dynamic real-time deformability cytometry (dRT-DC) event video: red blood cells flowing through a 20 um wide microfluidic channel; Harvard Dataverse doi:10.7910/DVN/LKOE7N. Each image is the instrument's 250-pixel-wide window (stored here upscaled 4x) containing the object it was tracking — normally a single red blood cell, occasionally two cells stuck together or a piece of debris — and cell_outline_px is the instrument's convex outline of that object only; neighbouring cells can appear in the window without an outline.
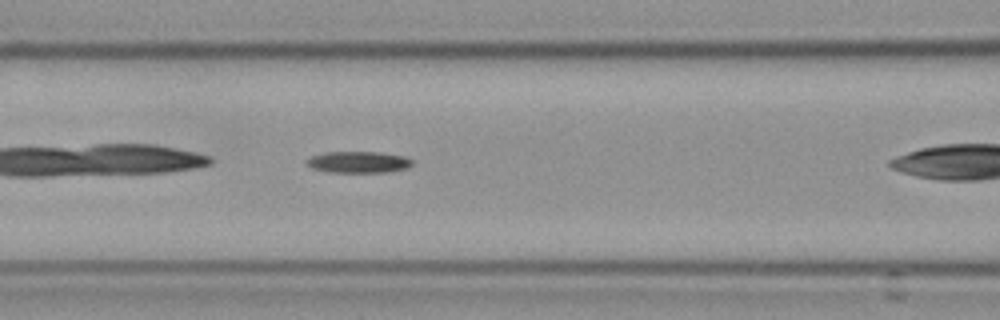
{"species": "Egyptian fruit bat (a non-hibernating species)", "species_latin": "Rousettus aegyptiacus", "temperature_condition": "cold", "stored_images_in_passage": 32, "camera_frame_rate_fps": 3000, "um_per_image_px": 0.085, "frame": {"image": 1, "passage_image": 10, "time_ms": 3.0, "image_size_px": [1000, 320], "cell_outline_px": [[412, 164], [408, 168], [388, 172], [328, 172], [312, 168], [304, 160], [312, 156], [324, 152], [380, 152], [404, 156], [412, 160]], "centroid_in_image_um": [30.46, 13.78], "position_along_channel_um": 136.1, "area_um2": 13.24}}